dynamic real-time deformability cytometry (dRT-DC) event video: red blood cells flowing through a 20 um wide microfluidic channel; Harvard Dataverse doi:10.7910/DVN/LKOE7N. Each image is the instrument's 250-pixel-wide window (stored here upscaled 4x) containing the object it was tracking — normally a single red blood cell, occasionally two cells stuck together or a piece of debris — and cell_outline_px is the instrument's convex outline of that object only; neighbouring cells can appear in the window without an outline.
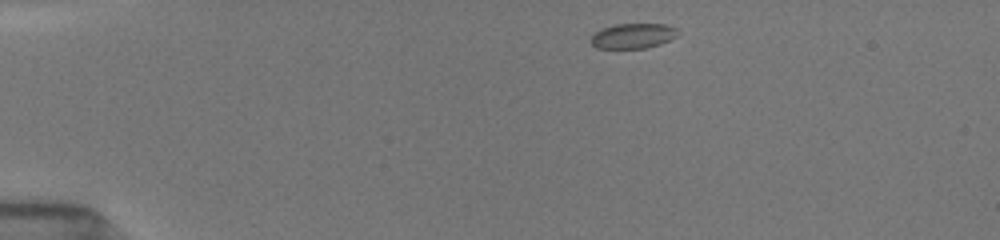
{"species": "common noctule bat (a hibernating species)", "species_latin": "Nyctalus noctula", "temperature_condition": "room temperature", "stored_images_in_passage": 43, "camera_frame_rate_fps": 3000, "um_per_image_px": 0.085, "animal": {"sex": "female", "body_mass_g": 19.5, "forearm_length_mm": 54.1}, "frame": {"image": 1, "passage_image": 1, "time_ms": 0.0, "image_size_px": [1000, 240], "cell_outline_px": [[680, 32], [676, 36], [660, 44], [644, 48], [596, 48], [588, 40], [600, 28], [616, 24], [664, 24], [676, 28]], "centroid_in_image_um": [53.78, 3.04], "position_along_channel_um": 31.2, "area_um2": 12.72}}
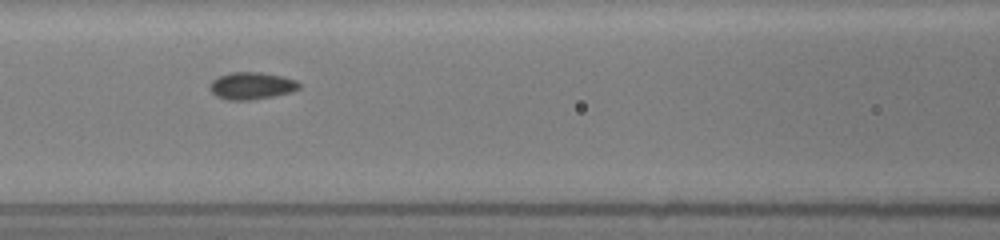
{"frame": {"image": 2, "passage_image": 15, "time_ms": 4.667, "image_size_px": [1000, 240], "cell_outline_px": [[300, 88], [292, 92], [272, 96], [248, 100], [228, 100], [216, 96], [208, 88], [208, 84], [212, 80], [220, 76], [232, 72], [260, 72], [280, 76], [296, 80], [300, 84]], "centroid_in_image_um": [21.36, 7.29], "position_along_channel_um": 145.2, "area_um2": 14.1}}
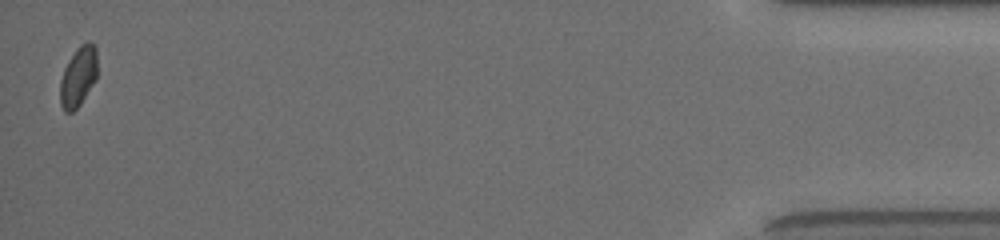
{"frame": {"image": 3, "passage_image": 43, "time_ms": 14.0, "image_size_px": [1000, 240], "cell_outline_px": [[96, 80], [80, 104], [72, 112], [64, 112], [60, 104], [60, 80], [64, 68], [68, 60], [76, 48], [80, 44], [88, 40], [96, 48]], "centroid_in_image_um": [6.64, 6.5], "position_along_channel_um": 428.6, "area_um2": 13.06}, "authors_computed_cell_mechanics": {"area_um2": 13.4096, "velocity_mm_per_s": 3.9054, "shape_relaxation_time_tau1_ms": 3.6299, "shape_relaxation_time_tau2_ms": null, "deformation_change_tau1": 0.0971, "deformation_change_tau2": null}}